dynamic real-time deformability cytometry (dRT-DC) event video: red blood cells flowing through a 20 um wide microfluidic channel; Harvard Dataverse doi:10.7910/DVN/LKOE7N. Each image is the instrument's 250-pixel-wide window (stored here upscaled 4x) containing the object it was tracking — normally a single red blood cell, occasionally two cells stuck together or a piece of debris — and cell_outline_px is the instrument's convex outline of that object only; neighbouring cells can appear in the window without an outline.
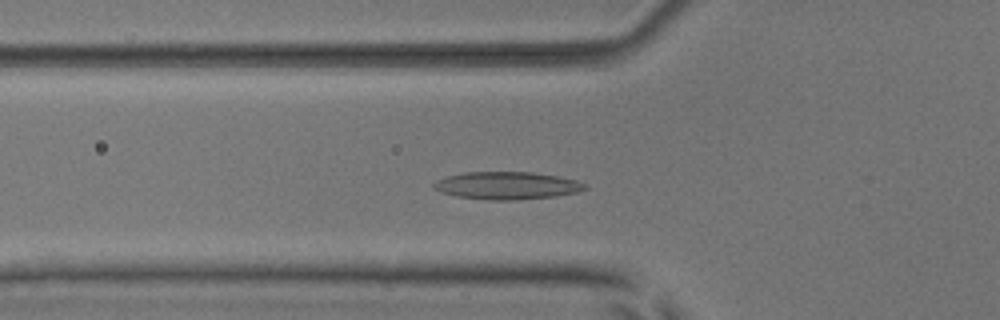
{"species": "common noctule bat (a hibernating species)", "species_latin": "Nyctalus noctula", "temperature_condition": "room temperature", "stored_images_in_passage": 51, "camera_frame_rate_fps": 3000, "um_per_image_px": 0.085, "animal": {"sex": "male", "body_mass_g": 17.9, "forearm_length_mm": 54.2}, "frame": {"image": 1, "passage_image": 17, "time_ms": 5.333, "image_size_px": [1000, 320], "cell_outline_px": [[588, 188], [576, 192], [556, 196], [516, 200], [488, 200], [456, 196], [440, 192], [432, 188], [432, 184], [436, 180], [444, 176], [464, 172], [532, 172], [556, 176], [576, 180], [584, 184]], "centroid_in_image_um": [43.02, 15.77], "position_along_channel_um": 82.8, "area_um2": 24.39}}
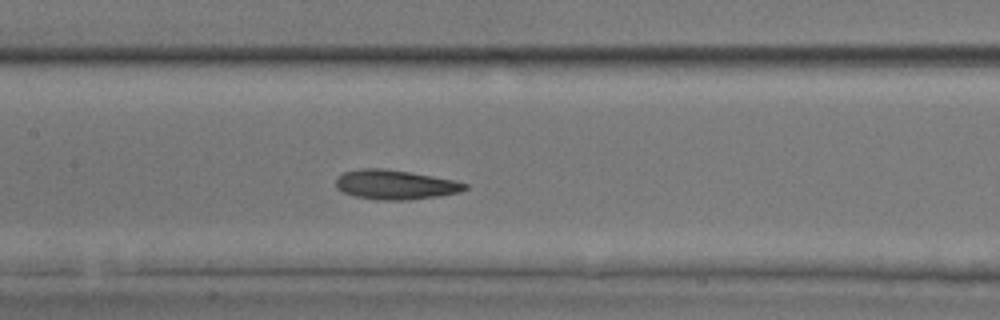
{"frame": {"image": 2, "passage_image": 24, "time_ms": 7.667, "image_size_px": [1000, 320], "cell_outline_px": [[468, 188], [460, 192], [440, 196], [408, 200], [376, 200], [356, 196], [344, 192], [336, 188], [336, 180], [344, 172], [360, 168], [384, 168], [408, 172], [452, 180], [468, 184]], "centroid_in_image_um": [33.59, 15.7], "position_along_channel_um": 173.8, "area_um2": 22.02}}
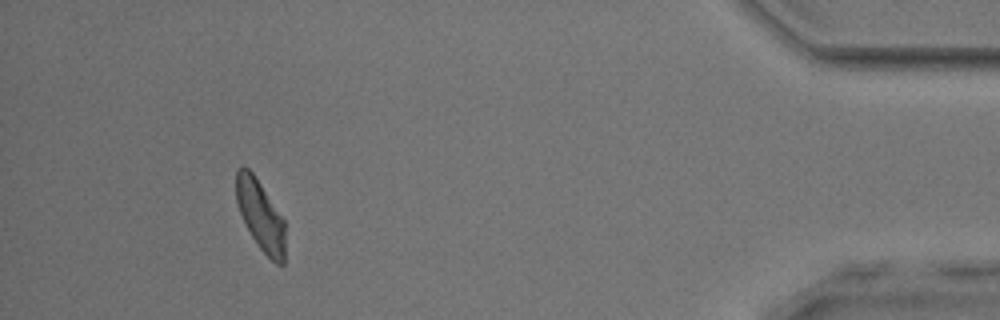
{"frame": {"image": 3, "passage_image": 47, "time_ms": 15.333, "image_size_px": [1000, 320], "cell_outline_px": [[284, 264], [276, 264], [260, 248], [252, 236], [240, 212], [236, 200], [236, 168], [244, 164], [252, 172], [284, 220]], "centroid_in_image_um": [22.12, 18.27], "position_along_channel_um": 413.1, "area_um2": 19.59}, "authors_computed_cell_mechanics": {"area_um2": 22.0218, "velocity_mm_per_s": 3.8954, "shape_relaxation_time_tau1_ms": 5.3993, "shape_relaxation_time_tau2_ms": 3.9169, "deformation_change_tau1": 0.1497, "deformation_change_tau2": 0.1259}}